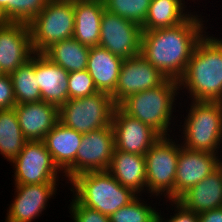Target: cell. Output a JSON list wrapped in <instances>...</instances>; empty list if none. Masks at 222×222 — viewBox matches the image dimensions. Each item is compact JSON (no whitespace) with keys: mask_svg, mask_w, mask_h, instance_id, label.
Masks as SVG:
<instances>
[{"mask_svg":"<svg viewBox=\"0 0 222 222\" xmlns=\"http://www.w3.org/2000/svg\"><path fill=\"white\" fill-rule=\"evenodd\" d=\"M197 13L194 10L172 27L142 31L140 54L167 78L178 81L183 76L197 43L209 29L204 26L208 20Z\"/></svg>","mask_w":222,"mask_h":222,"instance_id":"obj_1","label":"cell"},{"mask_svg":"<svg viewBox=\"0 0 222 222\" xmlns=\"http://www.w3.org/2000/svg\"><path fill=\"white\" fill-rule=\"evenodd\" d=\"M208 33L197 43L178 80L179 91L183 90L179 95L187 93L192 101L222 102V38Z\"/></svg>","mask_w":222,"mask_h":222,"instance_id":"obj_2","label":"cell"},{"mask_svg":"<svg viewBox=\"0 0 222 222\" xmlns=\"http://www.w3.org/2000/svg\"><path fill=\"white\" fill-rule=\"evenodd\" d=\"M179 93V82L168 78L160 86L129 96L119 107L129 116L150 126L160 136H170L174 135L171 130L175 129L173 125H178L172 122H176V119L177 123L179 121L178 116L173 114L178 105L177 97L183 99Z\"/></svg>","mask_w":222,"mask_h":222,"instance_id":"obj_3","label":"cell"},{"mask_svg":"<svg viewBox=\"0 0 222 222\" xmlns=\"http://www.w3.org/2000/svg\"><path fill=\"white\" fill-rule=\"evenodd\" d=\"M68 189L81 205L110 216L139 195L122 186L107 170L85 172L74 177Z\"/></svg>","mask_w":222,"mask_h":222,"instance_id":"obj_4","label":"cell"},{"mask_svg":"<svg viewBox=\"0 0 222 222\" xmlns=\"http://www.w3.org/2000/svg\"><path fill=\"white\" fill-rule=\"evenodd\" d=\"M190 106V108H189ZM178 137L189 150L222 154V102L190 101ZM184 120V121H183ZM182 131V132H181ZM182 136V137H181ZM220 152V153H219Z\"/></svg>","mask_w":222,"mask_h":222,"instance_id":"obj_5","label":"cell"},{"mask_svg":"<svg viewBox=\"0 0 222 222\" xmlns=\"http://www.w3.org/2000/svg\"><path fill=\"white\" fill-rule=\"evenodd\" d=\"M177 136H161L145 154L146 193L151 199L175 200V176L182 146Z\"/></svg>","mask_w":222,"mask_h":222,"instance_id":"obj_6","label":"cell"},{"mask_svg":"<svg viewBox=\"0 0 222 222\" xmlns=\"http://www.w3.org/2000/svg\"><path fill=\"white\" fill-rule=\"evenodd\" d=\"M74 25L73 0H49L28 23L34 53H43L52 44L72 38Z\"/></svg>","mask_w":222,"mask_h":222,"instance_id":"obj_7","label":"cell"},{"mask_svg":"<svg viewBox=\"0 0 222 222\" xmlns=\"http://www.w3.org/2000/svg\"><path fill=\"white\" fill-rule=\"evenodd\" d=\"M115 107L112 96L105 92L68 99L59 108V122L81 134H86L109 126Z\"/></svg>","mask_w":222,"mask_h":222,"instance_id":"obj_8","label":"cell"},{"mask_svg":"<svg viewBox=\"0 0 222 222\" xmlns=\"http://www.w3.org/2000/svg\"><path fill=\"white\" fill-rule=\"evenodd\" d=\"M10 164L14 168L13 185L62 183L60 181L66 180L53 162L44 141H27Z\"/></svg>","mask_w":222,"mask_h":222,"instance_id":"obj_9","label":"cell"},{"mask_svg":"<svg viewBox=\"0 0 222 222\" xmlns=\"http://www.w3.org/2000/svg\"><path fill=\"white\" fill-rule=\"evenodd\" d=\"M114 150L112 124L83 134L74 163L63 173L66 185L81 173L108 170Z\"/></svg>","mask_w":222,"mask_h":222,"instance_id":"obj_10","label":"cell"},{"mask_svg":"<svg viewBox=\"0 0 222 222\" xmlns=\"http://www.w3.org/2000/svg\"><path fill=\"white\" fill-rule=\"evenodd\" d=\"M141 37L140 25L104 10L98 46L124 60L141 53Z\"/></svg>","mask_w":222,"mask_h":222,"instance_id":"obj_11","label":"cell"},{"mask_svg":"<svg viewBox=\"0 0 222 222\" xmlns=\"http://www.w3.org/2000/svg\"><path fill=\"white\" fill-rule=\"evenodd\" d=\"M168 78L141 54L124 59L115 91L111 94L116 106L133 94L162 85Z\"/></svg>","mask_w":222,"mask_h":222,"instance_id":"obj_12","label":"cell"},{"mask_svg":"<svg viewBox=\"0 0 222 222\" xmlns=\"http://www.w3.org/2000/svg\"><path fill=\"white\" fill-rule=\"evenodd\" d=\"M61 183L14 185L12 202L7 208L5 222H33L47 209ZM15 197V198H14Z\"/></svg>","mask_w":222,"mask_h":222,"instance_id":"obj_13","label":"cell"},{"mask_svg":"<svg viewBox=\"0 0 222 222\" xmlns=\"http://www.w3.org/2000/svg\"><path fill=\"white\" fill-rule=\"evenodd\" d=\"M115 149L137 155H145L161 137L154 129L139 119L126 114L116 106L112 117Z\"/></svg>","mask_w":222,"mask_h":222,"instance_id":"obj_14","label":"cell"},{"mask_svg":"<svg viewBox=\"0 0 222 222\" xmlns=\"http://www.w3.org/2000/svg\"><path fill=\"white\" fill-rule=\"evenodd\" d=\"M34 54L28 24L7 22L0 25V69L11 74Z\"/></svg>","mask_w":222,"mask_h":222,"instance_id":"obj_15","label":"cell"},{"mask_svg":"<svg viewBox=\"0 0 222 222\" xmlns=\"http://www.w3.org/2000/svg\"><path fill=\"white\" fill-rule=\"evenodd\" d=\"M219 154L181 146L175 176V200L218 167Z\"/></svg>","mask_w":222,"mask_h":222,"instance_id":"obj_16","label":"cell"},{"mask_svg":"<svg viewBox=\"0 0 222 222\" xmlns=\"http://www.w3.org/2000/svg\"><path fill=\"white\" fill-rule=\"evenodd\" d=\"M14 109L27 141H43L59 122V108L44 101L16 104Z\"/></svg>","mask_w":222,"mask_h":222,"instance_id":"obj_17","label":"cell"},{"mask_svg":"<svg viewBox=\"0 0 222 222\" xmlns=\"http://www.w3.org/2000/svg\"><path fill=\"white\" fill-rule=\"evenodd\" d=\"M68 72L42 53H35V75L41 101L60 108L68 100Z\"/></svg>","mask_w":222,"mask_h":222,"instance_id":"obj_18","label":"cell"},{"mask_svg":"<svg viewBox=\"0 0 222 222\" xmlns=\"http://www.w3.org/2000/svg\"><path fill=\"white\" fill-rule=\"evenodd\" d=\"M176 201L185 209L196 214L222 207V172L220 168L217 167Z\"/></svg>","mask_w":222,"mask_h":222,"instance_id":"obj_19","label":"cell"},{"mask_svg":"<svg viewBox=\"0 0 222 222\" xmlns=\"http://www.w3.org/2000/svg\"><path fill=\"white\" fill-rule=\"evenodd\" d=\"M75 25L73 37L88 47L98 46L100 41L102 0H73Z\"/></svg>","mask_w":222,"mask_h":222,"instance_id":"obj_20","label":"cell"},{"mask_svg":"<svg viewBox=\"0 0 222 222\" xmlns=\"http://www.w3.org/2000/svg\"><path fill=\"white\" fill-rule=\"evenodd\" d=\"M107 171L122 186L132 189L138 195L146 193L145 155L130 154L115 149Z\"/></svg>","mask_w":222,"mask_h":222,"instance_id":"obj_21","label":"cell"},{"mask_svg":"<svg viewBox=\"0 0 222 222\" xmlns=\"http://www.w3.org/2000/svg\"><path fill=\"white\" fill-rule=\"evenodd\" d=\"M122 62V58L110 53L106 48L90 47L86 70L99 92L111 95L115 91Z\"/></svg>","mask_w":222,"mask_h":222,"instance_id":"obj_22","label":"cell"},{"mask_svg":"<svg viewBox=\"0 0 222 222\" xmlns=\"http://www.w3.org/2000/svg\"><path fill=\"white\" fill-rule=\"evenodd\" d=\"M81 133L58 122L45 136L44 143L53 162L64 173L75 161L82 140Z\"/></svg>","mask_w":222,"mask_h":222,"instance_id":"obj_23","label":"cell"},{"mask_svg":"<svg viewBox=\"0 0 222 222\" xmlns=\"http://www.w3.org/2000/svg\"><path fill=\"white\" fill-rule=\"evenodd\" d=\"M183 0H151L142 31L172 27L184 22L193 12Z\"/></svg>","mask_w":222,"mask_h":222,"instance_id":"obj_24","label":"cell"},{"mask_svg":"<svg viewBox=\"0 0 222 222\" xmlns=\"http://www.w3.org/2000/svg\"><path fill=\"white\" fill-rule=\"evenodd\" d=\"M89 52L90 47L72 37L52 44L42 54L70 73L87 68Z\"/></svg>","mask_w":222,"mask_h":222,"instance_id":"obj_25","label":"cell"},{"mask_svg":"<svg viewBox=\"0 0 222 222\" xmlns=\"http://www.w3.org/2000/svg\"><path fill=\"white\" fill-rule=\"evenodd\" d=\"M14 108L0 110V155L9 163L16 158L25 143Z\"/></svg>","mask_w":222,"mask_h":222,"instance_id":"obj_26","label":"cell"},{"mask_svg":"<svg viewBox=\"0 0 222 222\" xmlns=\"http://www.w3.org/2000/svg\"><path fill=\"white\" fill-rule=\"evenodd\" d=\"M10 76L16 104L41 101V91L35 75V53Z\"/></svg>","mask_w":222,"mask_h":222,"instance_id":"obj_27","label":"cell"},{"mask_svg":"<svg viewBox=\"0 0 222 222\" xmlns=\"http://www.w3.org/2000/svg\"><path fill=\"white\" fill-rule=\"evenodd\" d=\"M143 195H139L127 206L121 207L109 216L110 222H156L158 221L159 208L153 207ZM146 201H144V200ZM152 204V205H151ZM158 209V210H157Z\"/></svg>","mask_w":222,"mask_h":222,"instance_id":"obj_28","label":"cell"},{"mask_svg":"<svg viewBox=\"0 0 222 222\" xmlns=\"http://www.w3.org/2000/svg\"><path fill=\"white\" fill-rule=\"evenodd\" d=\"M49 0H0V9L7 22L28 24L47 5Z\"/></svg>","mask_w":222,"mask_h":222,"instance_id":"obj_29","label":"cell"},{"mask_svg":"<svg viewBox=\"0 0 222 222\" xmlns=\"http://www.w3.org/2000/svg\"><path fill=\"white\" fill-rule=\"evenodd\" d=\"M105 9L141 27L148 14L151 0H103Z\"/></svg>","mask_w":222,"mask_h":222,"instance_id":"obj_30","label":"cell"},{"mask_svg":"<svg viewBox=\"0 0 222 222\" xmlns=\"http://www.w3.org/2000/svg\"><path fill=\"white\" fill-rule=\"evenodd\" d=\"M68 99L91 96L99 92L88 71H74L68 74Z\"/></svg>","mask_w":222,"mask_h":222,"instance_id":"obj_31","label":"cell"},{"mask_svg":"<svg viewBox=\"0 0 222 222\" xmlns=\"http://www.w3.org/2000/svg\"><path fill=\"white\" fill-rule=\"evenodd\" d=\"M68 206L73 222H110L109 216L81 205L73 196Z\"/></svg>","mask_w":222,"mask_h":222,"instance_id":"obj_32","label":"cell"},{"mask_svg":"<svg viewBox=\"0 0 222 222\" xmlns=\"http://www.w3.org/2000/svg\"><path fill=\"white\" fill-rule=\"evenodd\" d=\"M166 202H163L164 204L166 203V209L167 211L169 210H174L173 215H170L169 218L168 216H166L167 218H165L164 215V211L161 212V210H159V215H158V220L160 222H199L198 220V214H196L193 211H190L188 209H185L180 203H178L176 200H163ZM167 202H169V204H167ZM169 207L171 209H169ZM174 207V208H173ZM169 209V210H168ZM164 216V217H163Z\"/></svg>","mask_w":222,"mask_h":222,"instance_id":"obj_33","label":"cell"},{"mask_svg":"<svg viewBox=\"0 0 222 222\" xmlns=\"http://www.w3.org/2000/svg\"><path fill=\"white\" fill-rule=\"evenodd\" d=\"M16 105L13 83L10 74L0 76V110L11 109Z\"/></svg>","mask_w":222,"mask_h":222,"instance_id":"obj_34","label":"cell"},{"mask_svg":"<svg viewBox=\"0 0 222 222\" xmlns=\"http://www.w3.org/2000/svg\"><path fill=\"white\" fill-rule=\"evenodd\" d=\"M199 222H222V207L198 214Z\"/></svg>","mask_w":222,"mask_h":222,"instance_id":"obj_35","label":"cell"},{"mask_svg":"<svg viewBox=\"0 0 222 222\" xmlns=\"http://www.w3.org/2000/svg\"><path fill=\"white\" fill-rule=\"evenodd\" d=\"M5 23H7V20H6L5 16H4L3 11L0 9V25L1 24H5Z\"/></svg>","mask_w":222,"mask_h":222,"instance_id":"obj_36","label":"cell"},{"mask_svg":"<svg viewBox=\"0 0 222 222\" xmlns=\"http://www.w3.org/2000/svg\"><path fill=\"white\" fill-rule=\"evenodd\" d=\"M218 167L220 168V171L222 172V155L219 157Z\"/></svg>","mask_w":222,"mask_h":222,"instance_id":"obj_37","label":"cell"},{"mask_svg":"<svg viewBox=\"0 0 222 222\" xmlns=\"http://www.w3.org/2000/svg\"><path fill=\"white\" fill-rule=\"evenodd\" d=\"M188 1H189V0H187V1L185 2V0H183V2H184L185 4L187 3V5L189 4ZM193 1H194V3H196V2H195L196 0H192V2H193ZM197 1H198V0H197Z\"/></svg>","mask_w":222,"mask_h":222,"instance_id":"obj_38","label":"cell"}]
</instances>
